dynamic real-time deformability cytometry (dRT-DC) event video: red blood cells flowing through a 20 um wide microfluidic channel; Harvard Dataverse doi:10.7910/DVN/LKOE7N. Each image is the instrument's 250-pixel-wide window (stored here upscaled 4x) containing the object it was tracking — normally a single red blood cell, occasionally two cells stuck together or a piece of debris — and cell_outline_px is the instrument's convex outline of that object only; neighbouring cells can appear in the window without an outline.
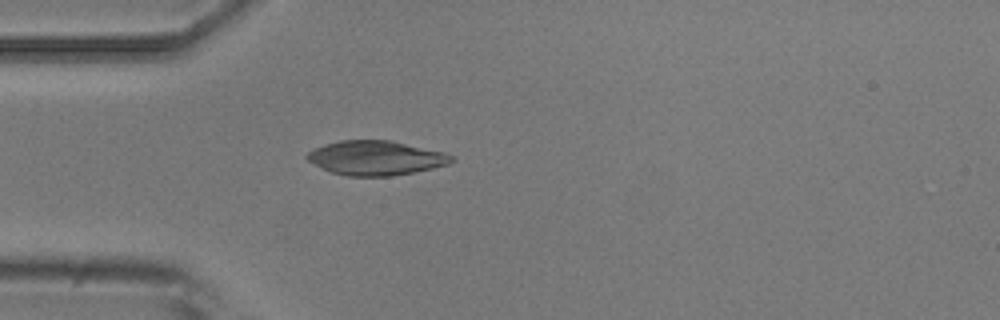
{"species": "common noctule bat (a hibernating species)", "species_latin": "Nyctalus noctula", "temperature_condition": "room temperature", "stored_images_in_passage": 5, "camera_frame_rate_fps": 3000, "um_per_image_px": 0.085, "animal": {"sex": "male", "body_mass_g": 20.5, "forearm_length_mm": 52.5}, "frame": {"image": 1, "passage_image": 5, "time_ms": 4.667, "image_size_px": [1000, 320], "cell_outline_px": [[456, 160], [448, 164], [432, 168], [392, 176], [348, 176], [332, 172], [308, 160], [304, 156], [308, 152], [324, 144], [340, 140], [392, 140], [444, 152], [456, 156]], "centroid_in_image_um": [31.99, 13.41], "position_along_channel_um": 53.0, "area_um2": 28.9}}